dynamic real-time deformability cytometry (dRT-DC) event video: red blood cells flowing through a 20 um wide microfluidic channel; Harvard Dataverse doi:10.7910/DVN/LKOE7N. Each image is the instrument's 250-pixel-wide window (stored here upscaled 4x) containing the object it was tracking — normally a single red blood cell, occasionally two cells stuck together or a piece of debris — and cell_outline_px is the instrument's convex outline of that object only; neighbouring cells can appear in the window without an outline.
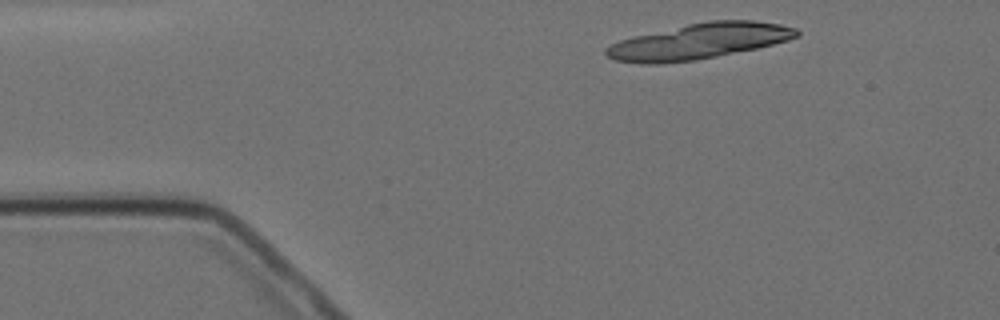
{"species": "Egyptian fruit bat (a non-hibernating species)", "species_latin": "Rousettus aegyptiacus", "temperature_condition": "cold", "stored_images_in_passage": 4, "camera_frame_rate_fps": 3000, "um_per_image_px": 0.085, "animal": {"sex": "female"}, "frame": {"image": 1, "passage_image": 1, "time_ms": 0.0, "image_size_px": [1000, 320], "cell_outline_px": [[800, 36], [788, 40], [756, 48], [696, 60], [660, 64], [640, 64], [616, 60], [608, 56], [604, 52], [604, 48], [620, 40], [636, 36], [688, 24], [708, 20], [752, 20], [780, 24], [796, 28], [800, 32]], "centroid_in_image_um": [59.43, 3.51], "position_along_channel_um": 25.6, "area_um2": 39.3}}
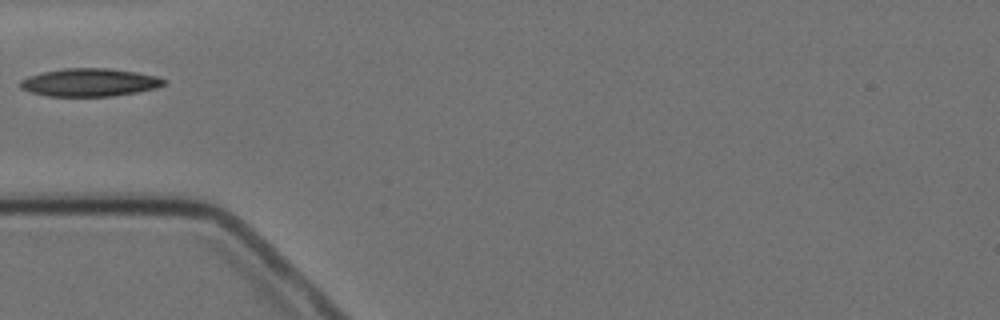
{"frame": {"image": 2, "passage_image": 4, "time_ms": 3.333, "image_size_px": [1000, 320], "cell_outline_px": [[168, 84], [156, 88], [136, 92], [112, 96], [48, 96], [28, 92], [20, 88], [20, 80], [28, 76], [44, 72], [64, 68], [108, 68], [136, 72], [156, 76], [168, 80]], "centroid_in_image_um": [7.63, 7.0], "position_along_channel_um": 77.4, "area_um2": 23.52}}